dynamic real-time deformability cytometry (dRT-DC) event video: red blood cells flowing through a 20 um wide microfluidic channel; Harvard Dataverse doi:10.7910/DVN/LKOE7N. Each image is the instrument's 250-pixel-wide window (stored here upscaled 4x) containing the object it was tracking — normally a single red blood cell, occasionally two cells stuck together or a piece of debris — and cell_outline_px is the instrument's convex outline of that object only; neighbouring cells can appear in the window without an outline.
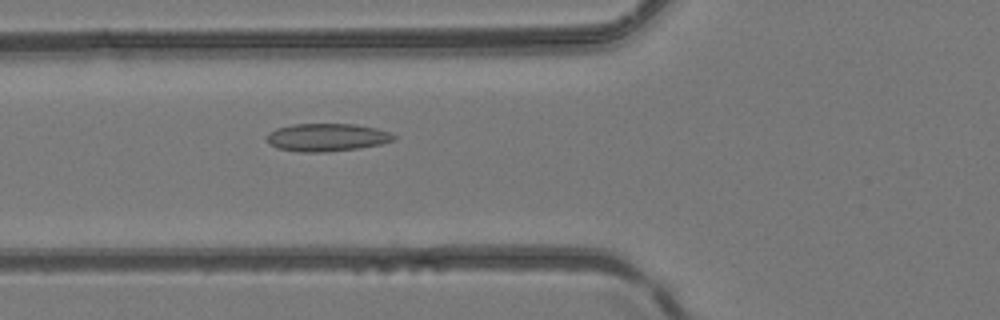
{"species": "common noctule bat (a hibernating species)", "species_latin": "Nyctalus noctula", "temperature_condition": "room temperature", "stored_images_in_passage": 49, "camera_frame_rate_fps": 3000, "um_per_image_px": 0.085, "animal": {"sex": "female", "body_mass_g": 24.6, "forearm_length_mm": 56.2}, "frame": {"image": 1, "passage_image": 19, "time_ms": 6.0, "image_size_px": [1000, 320], "cell_outline_px": [[396, 140], [380, 144], [360, 148], [324, 152], [300, 152], [276, 148], [268, 144], [264, 136], [268, 132], [276, 128], [292, 124], [356, 124], [376, 128], [388, 132], [396, 136]], "centroid_in_image_um": [27.73, 11.68], "position_along_channel_um": 98.1, "area_um2": 20.87}}
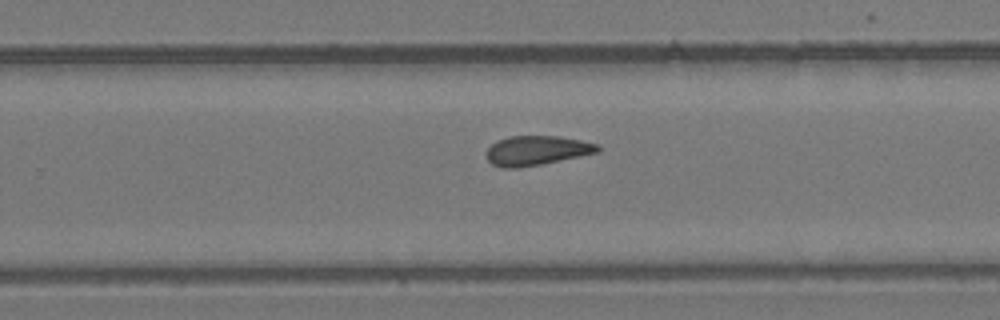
{"frame": {"image": 2, "passage_image": 32, "time_ms": 10.333, "image_size_px": [1000, 320], "cell_outline_px": [[600, 152], [540, 164], [516, 168], [504, 168], [492, 164], [488, 160], [488, 148], [496, 140], [508, 136], [560, 136], [600, 144]], "centroid_in_image_um": [45.64, 12.78], "position_along_channel_um": 284.2, "area_um2": 19.07}}
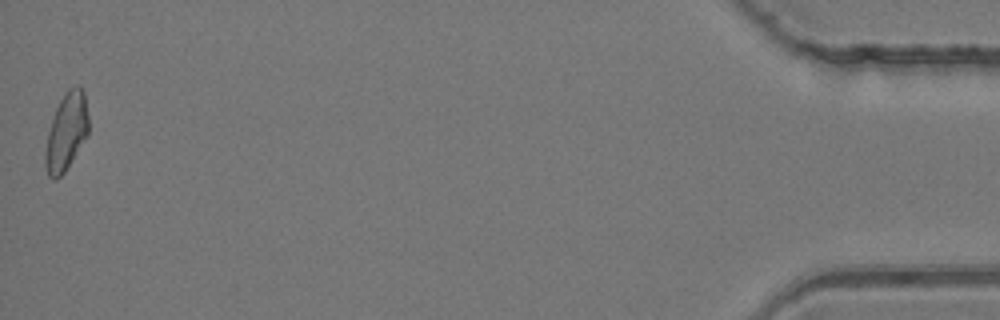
{"frame": {"image": 3, "passage_image": 49, "time_ms": 16.0, "image_size_px": [1000, 320], "cell_outline_px": [[88, 136], [64, 172], [56, 180], [52, 180], [48, 176], [44, 164], [44, 152], [48, 132], [56, 108], [64, 92], [68, 88], [76, 84], [80, 84], [84, 92], [88, 116]], "centroid_in_image_um": [5.64, 11.2], "position_along_channel_um": 429.6, "area_um2": 19.77}}